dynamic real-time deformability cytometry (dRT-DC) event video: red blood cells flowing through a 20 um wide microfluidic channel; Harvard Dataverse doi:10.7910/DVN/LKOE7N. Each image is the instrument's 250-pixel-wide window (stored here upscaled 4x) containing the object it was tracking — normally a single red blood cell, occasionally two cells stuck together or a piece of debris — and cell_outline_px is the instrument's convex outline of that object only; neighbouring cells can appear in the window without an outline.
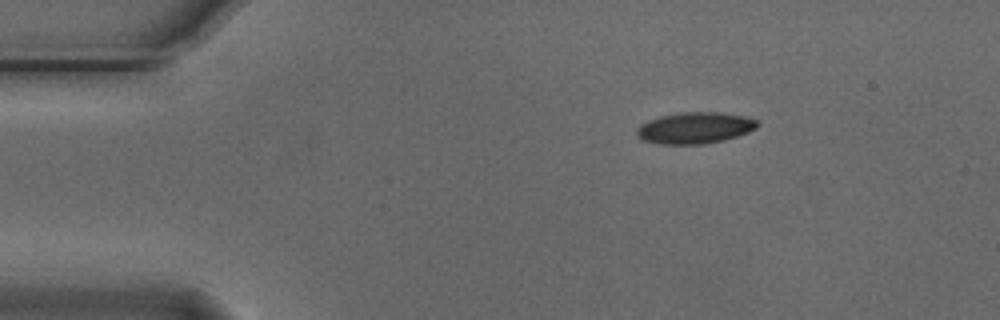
{"species": "Egyptian fruit bat (a non-hibernating species)", "species_latin": "Rousettus aegyptiacus", "temperature_condition": "cold", "stored_images_in_passage": 3, "camera_frame_rate_fps": 3000, "um_per_image_px": 0.085, "animal": {"sex": "male"}, "frame": {"image": 1, "passage_image": 1, "time_ms": 0.0, "image_size_px": [1000, 320], "cell_outline_px": [[760, 124], [756, 128], [748, 132], [724, 140], [704, 144], [656, 144], [640, 140], [636, 136], [636, 128], [640, 124], [648, 120], [660, 116], [680, 112], [720, 112], [744, 116], [756, 120]], "centroid_in_image_um": [59.01, 10.88], "position_along_channel_um": 26.0, "area_um2": 22.31}}